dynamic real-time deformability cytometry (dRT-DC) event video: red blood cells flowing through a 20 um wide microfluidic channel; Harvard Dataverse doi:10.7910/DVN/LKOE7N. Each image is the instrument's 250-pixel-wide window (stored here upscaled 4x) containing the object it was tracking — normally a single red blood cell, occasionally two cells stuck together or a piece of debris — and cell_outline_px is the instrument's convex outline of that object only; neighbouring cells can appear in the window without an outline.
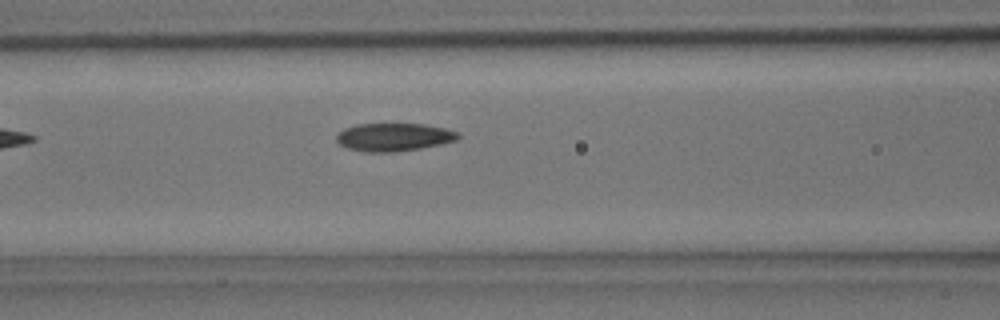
{"species": "common noctule bat (a hibernating species)", "species_latin": "Nyctalus noctula", "temperature_condition": "room temperature", "stored_images_in_passage": 6, "camera_frame_rate_fps": 3000, "um_per_image_px": 0.085, "animal": {"sex": "male", "body_mass_g": 15.6}, "frame": {"image": 1, "passage_image": 5, "time_ms": 1.333, "image_size_px": [1000, 320], "cell_outline_px": [[460, 136], [456, 140], [440, 144], [420, 148], [396, 152], [364, 152], [348, 148], [340, 144], [336, 140], [336, 136], [344, 128], [356, 124], [424, 124], [444, 128], [460, 132]], "centroid_in_image_um": [33.47, 11.65], "position_along_channel_um": 133.1, "area_um2": 19.83}}